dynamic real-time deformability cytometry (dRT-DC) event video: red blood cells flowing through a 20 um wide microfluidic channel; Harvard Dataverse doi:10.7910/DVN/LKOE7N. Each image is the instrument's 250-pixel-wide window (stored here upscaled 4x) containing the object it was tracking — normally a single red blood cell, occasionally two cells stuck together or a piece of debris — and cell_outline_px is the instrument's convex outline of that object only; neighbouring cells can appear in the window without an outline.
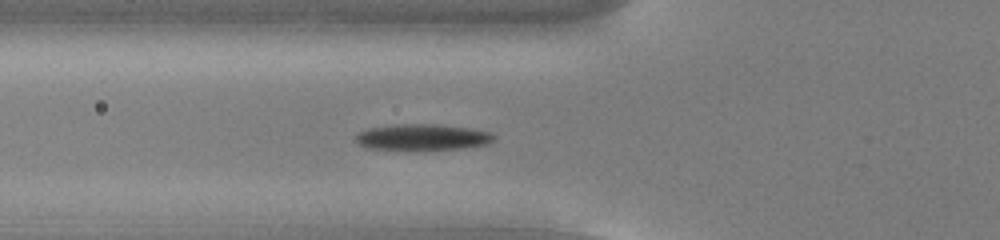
{"species": "common noctule bat (a hibernating species)", "species_latin": "Nyctalus noctula", "temperature_condition": "cold", "stored_images_in_passage": 38, "camera_frame_rate_fps": 3000, "um_per_image_px": 0.085, "animal": {"sex": "male", "body_mass_g": 13.0, "forearm_length_mm": 53.1}, "frame": {"image": 1, "passage_image": 8, "time_ms": 2.333, "image_size_px": [1000, 240], "cell_outline_px": [[496, 140], [488, 144], [464, 148], [368, 148], [360, 144], [356, 140], [356, 136], [360, 132], [368, 128], [396, 124], [440, 124], [472, 128], [492, 132], [496, 136]], "centroid_in_image_um": [36.02, 11.62], "position_along_channel_um": 89.8, "area_um2": 20.63}}
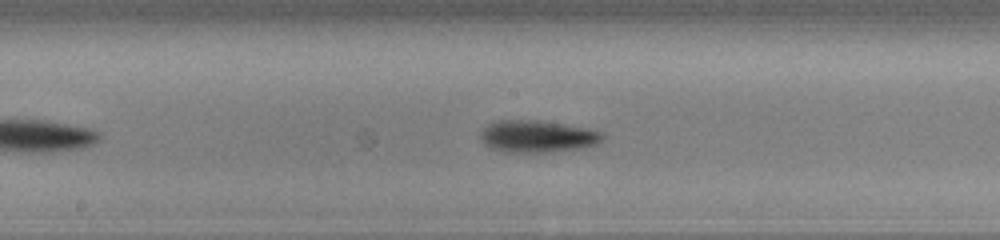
{"frame": {"image": 2, "passage_image": 17, "time_ms": 5.333, "image_size_px": [1000, 240], "cell_outline_px": [[604, 140], [596, 144], [584, 148], [552, 152], [504, 152], [488, 148], [480, 140], [480, 132], [492, 120], [540, 120], [588, 128], [604, 132]], "centroid_in_image_um": [45.67, 11.59], "position_along_channel_um": 202.5, "area_um2": 23.35}}
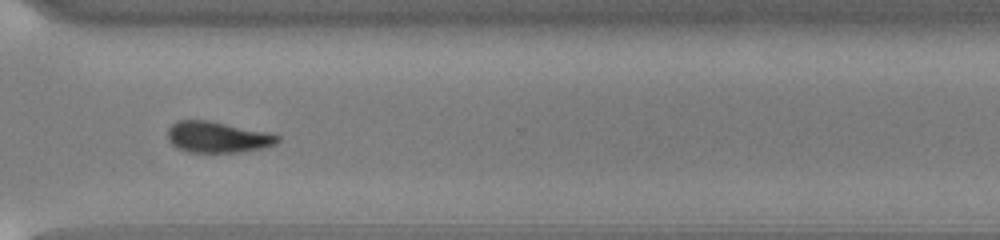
{"frame": {"image": 3, "passage_image": 29, "time_ms": 9.333, "image_size_px": [1000, 240], "cell_outline_px": [[280, 140], [276, 144], [260, 148], [240, 152], [188, 152], [176, 148], [168, 140], [168, 128], [176, 120], [208, 120], [272, 132], [280, 136]], "centroid_in_image_um": [18.5, 11.64], "position_along_channel_um": 352.1, "area_um2": 20.17}, "authors_computed_cell_mechanics": {"area_um2": 20.7791, "velocity_mm_per_s": 3.7386, "shape_relaxation_time_tau1_ms": 2.3189, "shape_relaxation_time_tau2_ms": null, "deformation_change_tau1": 0.1326, "deformation_change_tau2": null}}